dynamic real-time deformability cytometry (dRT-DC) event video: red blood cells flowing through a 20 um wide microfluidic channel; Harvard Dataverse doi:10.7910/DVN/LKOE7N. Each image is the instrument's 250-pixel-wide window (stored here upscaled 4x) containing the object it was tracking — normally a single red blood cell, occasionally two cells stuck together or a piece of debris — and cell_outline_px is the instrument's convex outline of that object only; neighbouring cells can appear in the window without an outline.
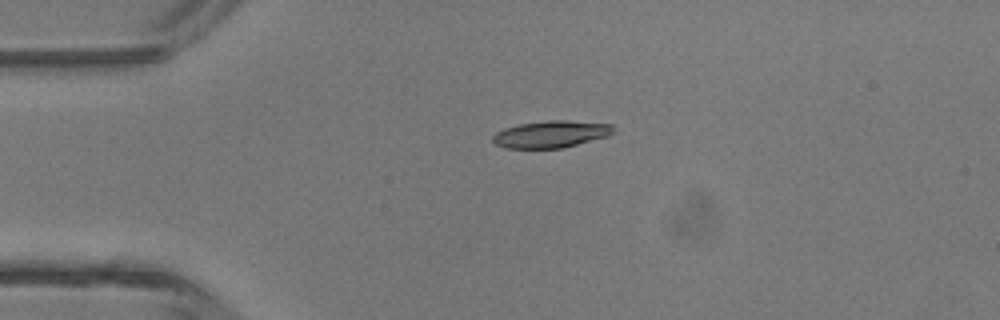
{"species": "common noctule bat (a hibernating species)", "species_latin": "Nyctalus noctula", "temperature_condition": "room temperature", "stored_images_in_passage": 4, "camera_frame_rate_fps": 3000, "um_per_image_px": 0.085, "animal": {"sex": "male", "body_mass_g": 13.3}, "frame": {"image": 1, "passage_image": 4, "time_ms": 1.0, "image_size_px": [1000, 320], "cell_outline_px": [[616, 128], [608, 136], [564, 148], [504, 148], [496, 144], [492, 140], [492, 136], [496, 132], [504, 128], [520, 124], [548, 120], [568, 120], [612, 124]], "centroid_in_image_um": [46.85, 11.4], "position_along_channel_um": 38.2, "area_um2": 19.07}}